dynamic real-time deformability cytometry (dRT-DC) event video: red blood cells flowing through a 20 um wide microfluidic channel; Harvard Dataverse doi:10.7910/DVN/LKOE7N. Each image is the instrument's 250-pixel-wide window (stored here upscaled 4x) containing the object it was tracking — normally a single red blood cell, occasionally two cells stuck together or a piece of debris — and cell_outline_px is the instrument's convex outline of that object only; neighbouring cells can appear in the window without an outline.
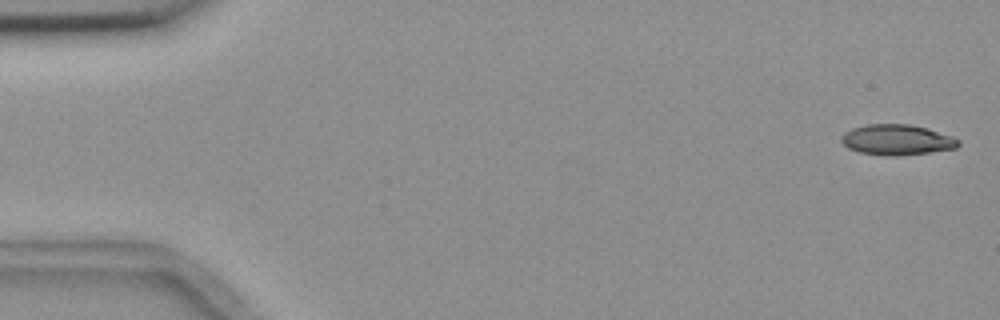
{"species": "common noctule bat (a hibernating species)", "species_latin": "Nyctalus noctula", "temperature_condition": "room temperature", "stored_images_in_passage": 5, "camera_frame_rate_fps": 3000, "um_per_image_px": 0.085, "animal": {"sex": "female", "body_mass_g": 18.4}, "frame": {"image": 1, "passage_image": 1, "time_ms": 0.0, "image_size_px": [1000, 320], "cell_outline_px": [[960, 144], [956, 148], [928, 152], [896, 156], [888, 156], [860, 152], [848, 148], [840, 140], [840, 136], [844, 132], [852, 128], [868, 124], [908, 124], [928, 128], [952, 136], [960, 140]], "centroid_in_image_um": [76.23, 11.87], "position_along_channel_um": 8.8, "area_um2": 20.81}}
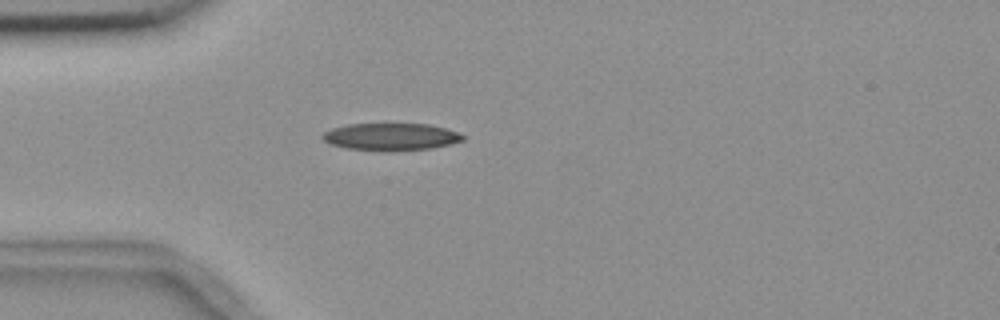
{"frame": {"image": 2, "passage_image": 5, "time_ms": 4.667, "image_size_px": [1000, 320], "cell_outline_px": [[464, 140], [432, 148], [348, 148], [328, 144], [320, 136], [324, 132], [332, 128], [348, 124], [428, 124], [444, 128], [456, 132], [464, 136]], "centroid_in_image_um": [33.18, 11.57], "position_along_channel_um": 51.8, "area_um2": 21.1}}